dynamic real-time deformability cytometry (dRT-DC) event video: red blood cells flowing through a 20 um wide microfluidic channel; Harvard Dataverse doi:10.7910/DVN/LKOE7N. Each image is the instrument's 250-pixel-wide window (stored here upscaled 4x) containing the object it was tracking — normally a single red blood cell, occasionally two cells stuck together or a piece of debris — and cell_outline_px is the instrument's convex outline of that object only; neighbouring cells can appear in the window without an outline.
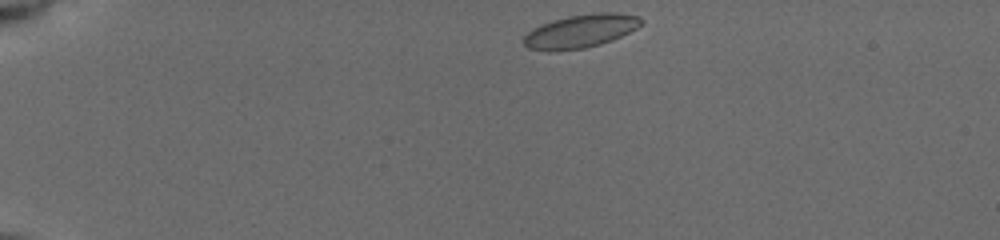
{"species": "common noctule bat (a hibernating species)", "species_latin": "Nyctalus noctula", "temperature_condition": "cold", "stored_images_in_passage": 23, "camera_frame_rate_fps": 3000, "um_per_image_px": 0.085, "animal": {"sex": "female", "body_mass_g": 19.5, "forearm_length_mm": 54.1}, "frame": {"image": 1, "passage_image": 1, "time_ms": 0.0, "image_size_px": [1000, 240], "cell_outline_px": [[644, 20], [636, 28], [612, 40], [600, 44], [584, 48], [548, 52], [528, 48], [524, 44], [524, 36], [532, 28], [552, 20], [568, 16], [600, 12], [616, 12], [640, 16]], "centroid_in_image_um": [49.33, 2.64], "position_along_channel_um": 35.7, "area_um2": 22.83}}
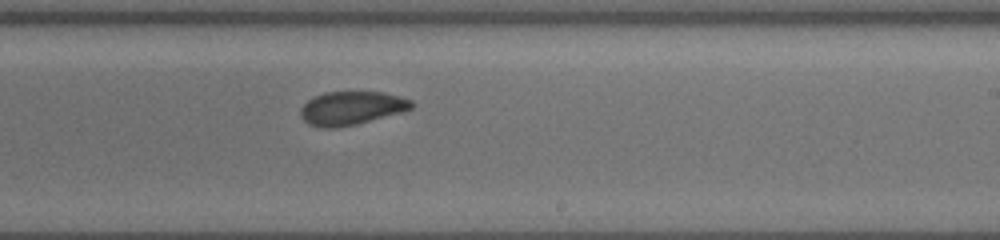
{"frame": {"image": 2, "passage_image": 13, "time_ms": 7.667, "image_size_px": [1000, 240], "cell_outline_px": [[416, 104], [412, 108], [400, 112], [356, 124], [332, 128], [320, 128], [308, 124], [300, 116], [300, 108], [308, 100], [324, 92], [384, 92], [400, 96], [412, 100]], "centroid_in_image_um": [29.87, 9.18], "position_along_channel_um": 259.1, "area_um2": 21.62}}
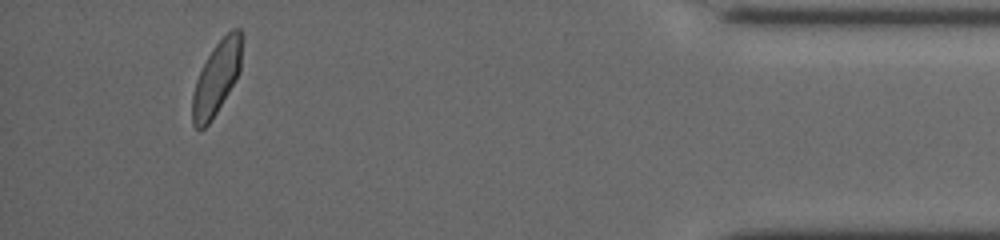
{"frame": {"image": 3, "passage_image": 22, "time_ms": 13.0, "image_size_px": [1000, 240], "cell_outline_px": [[244, 36], [240, 72], [236, 80], [216, 112], [208, 124], [204, 128], [196, 128], [192, 124], [192, 96], [196, 80], [208, 56], [216, 44], [232, 28], [240, 28]], "centroid_in_image_um": [18.45, 6.58], "position_along_channel_um": 416.8, "area_um2": 21.1}, "authors_computed_cell_mechanics": {"area_um2": 21.7328, "velocity_mm_per_s": 3.8815, "shape_relaxation_time_tau1_ms": 4.649, "shape_relaxation_time_tau2_ms": 1.4462, "deformation_change_tau1": 0.0668, "deformation_change_tau2": 0.0323}}